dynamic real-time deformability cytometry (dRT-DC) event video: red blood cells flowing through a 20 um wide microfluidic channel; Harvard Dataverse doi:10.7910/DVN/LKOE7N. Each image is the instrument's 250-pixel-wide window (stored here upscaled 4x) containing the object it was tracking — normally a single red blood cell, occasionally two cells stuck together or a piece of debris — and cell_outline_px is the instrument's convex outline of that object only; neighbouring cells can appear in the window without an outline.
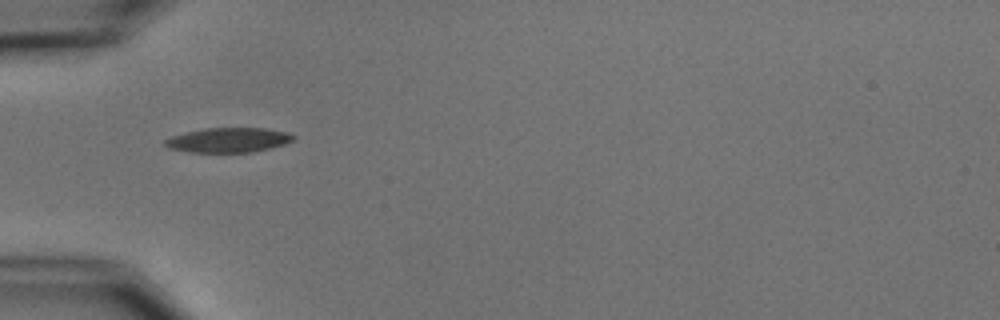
{"species": "common noctule bat (a hibernating species)", "species_latin": "Nyctalus noctula", "temperature_condition": "cold", "stored_images_in_passage": 5, "camera_frame_rate_fps": 3000, "um_per_image_px": 0.085, "animal": {"sex": "male", "body_mass_g": 15.6}, "frame": {"image": 1, "passage_image": 1, "time_ms": 0.0, "image_size_px": [1000, 320], "cell_outline_px": [[296, 140], [284, 144], [252, 152], [188, 152], [168, 148], [164, 144], [164, 140], [172, 136], [204, 128], [264, 128], [288, 132], [296, 136]], "centroid_in_image_um": [19.44, 11.9], "position_along_channel_um": 65.6, "area_um2": 18.44}}
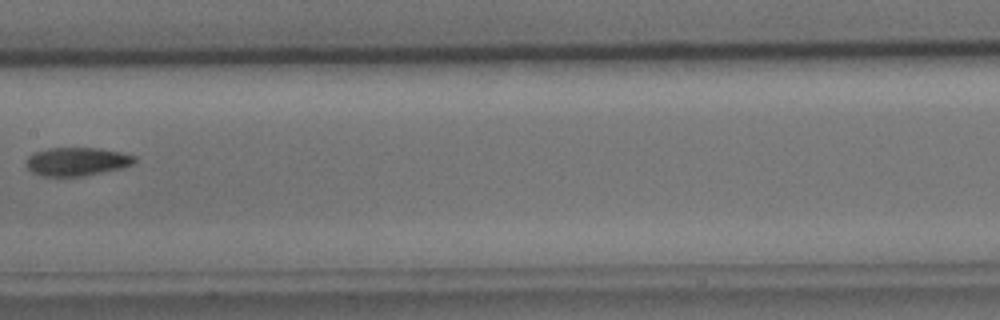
{"frame": {"image": 2, "passage_image": 4, "time_ms": 3.667, "image_size_px": [1000, 320], "cell_outline_px": [[136, 160], [132, 164], [120, 168], [80, 176], [40, 176], [32, 172], [24, 164], [28, 156], [32, 152], [48, 148], [100, 148], [120, 152], [136, 156]], "centroid_in_image_um": [6.47, 13.72], "position_along_channel_um": 200.9, "area_um2": 17.92}}
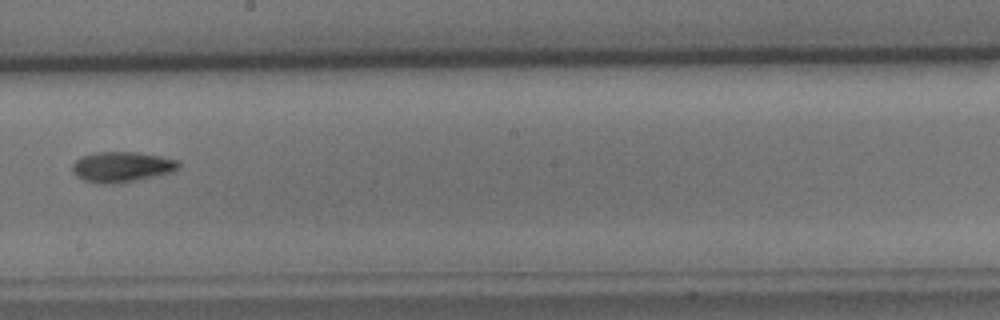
{"frame": {"image": 3, "passage_image": 5, "time_ms": 4.667, "image_size_px": [1000, 320], "cell_outline_px": [[180, 164], [176, 168], [168, 172], [152, 176], [116, 184], [104, 184], [84, 180], [76, 176], [72, 172], [72, 164], [80, 156], [96, 152], [136, 152], [160, 156], [176, 160]], "centroid_in_image_um": [10.26, 14.17], "position_along_channel_um": 237.9, "area_um2": 18.5}}